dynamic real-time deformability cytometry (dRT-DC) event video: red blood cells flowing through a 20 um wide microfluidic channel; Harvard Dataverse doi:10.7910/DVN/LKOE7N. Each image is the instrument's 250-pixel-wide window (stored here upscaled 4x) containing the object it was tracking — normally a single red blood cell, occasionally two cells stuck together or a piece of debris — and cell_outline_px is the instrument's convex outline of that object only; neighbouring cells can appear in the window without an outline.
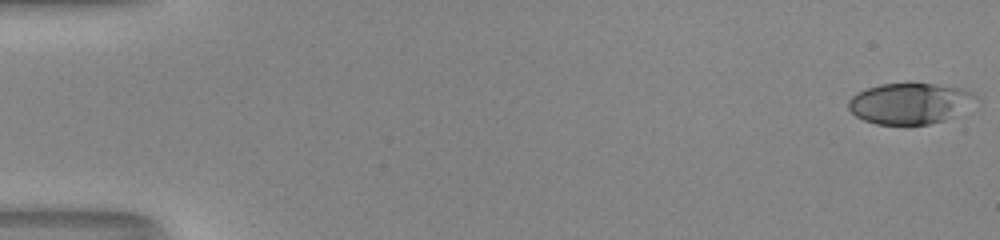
{"species": "human", "species_latin": "Homo sapiens", "temperature_condition": "room temperature", "stored_images_in_passage": 52, "camera_frame_rate_fps": 3000, "um_per_image_px": 0.085, "donor": {"sex": "male"}, "frame": {"image": 1, "passage_image": 1, "time_ms": 0.0, "image_size_px": [1000, 240], "cell_outline_px": [[976, 96], [944, 120], [928, 124], [908, 128], [876, 124], [864, 120], [856, 116], [848, 108], [848, 100], [856, 92], [880, 84], [912, 80], [964, 88], [972, 92]], "centroid_in_image_um": [77.2, 8.77], "position_along_channel_um": 7.8, "area_um2": 31.04}}
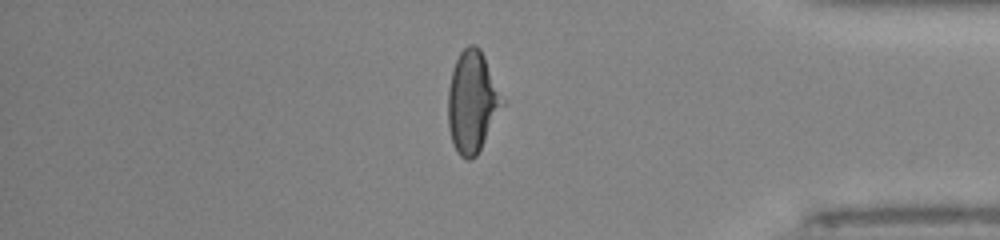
{"frame": {"image": 2, "passage_image": 44, "time_ms": 14.333, "image_size_px": [1000, 240], "cell_outline_px": [[508, 100], [476, 156], [468, 160], [460, 156], [452, 144], [448, 128], [448, 88], [452, 72], [456, 60], [460, 52], [468, 44], [476, 44], [480, 48]], "centroid_in_image_um": [40.19, 8.64], "position_along_channel_um": 395.0, "area_um2": 33.0}}
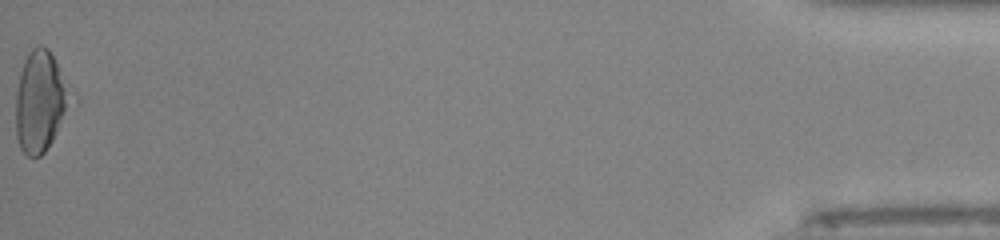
{"frame": {"image": 3, "passage_image": 52, "time_ms": 17.0, "image_size_px": [1000, 240], "cell_outline_px": [[80, 104], [44, 152], [40, 156], [28, 156], [20, 148], [16, 136], [16, 92], [20, 72], [24, 60], [28, 52], [36, 44], [40, 44], [48, 48], [80, 96]], "centroid_in_image_um": [3.61, 8.59], "position_along_channel_um": 431.6, "area_um2": 34.91}, "authors_computed_cell_mechanics": {"area_um2": 31.7033, "velocity_mm_per_s": 4.174, "shape_relaxation_time_tau1_ms": null, "shape_relaxation_time_tau2_ms": 1.0159, "deformation_change_tau1": null, "deformation_change_tau2": 0.0664}}